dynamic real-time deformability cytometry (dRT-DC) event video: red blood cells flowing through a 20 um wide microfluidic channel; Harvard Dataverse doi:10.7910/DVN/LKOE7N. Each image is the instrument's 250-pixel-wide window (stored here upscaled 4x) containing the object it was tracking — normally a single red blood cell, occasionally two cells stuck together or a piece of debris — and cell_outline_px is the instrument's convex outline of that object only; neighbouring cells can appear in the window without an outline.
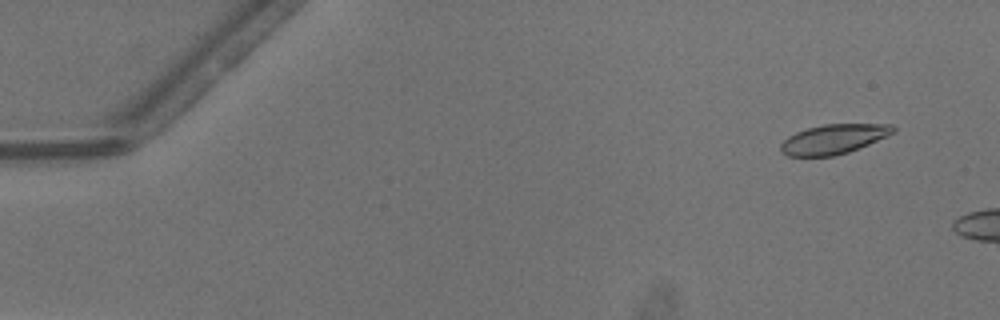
{"species": "common noctule bat (a hibernating species)", "species_latin": "Nyctalus noctula", "temperature_condition": "warm", "stored_images_in_passage": 16, "camera_frame_rate_fps": 3000, "um_per_image_px": 0.085, "animal": {"sex": "male", "body_mass_g": 13.3}, "frame": {"image": 1, "passage_image": 4, "time_ms": 1.0, "image_size_px": [1000, 320], "cell_outline_px": [[896, 132], [888, 136], [848, 152], [836, 156], [788, 156], [780, 152], [780, 144], [788, 136], [796, 132], [808, 128], [824, 124], [892, 124], [896, 128]], "centroid_in_image_um": [70.86, 11.82], "position_along_channel_um": 14.1, "area_um2": 19.48}}